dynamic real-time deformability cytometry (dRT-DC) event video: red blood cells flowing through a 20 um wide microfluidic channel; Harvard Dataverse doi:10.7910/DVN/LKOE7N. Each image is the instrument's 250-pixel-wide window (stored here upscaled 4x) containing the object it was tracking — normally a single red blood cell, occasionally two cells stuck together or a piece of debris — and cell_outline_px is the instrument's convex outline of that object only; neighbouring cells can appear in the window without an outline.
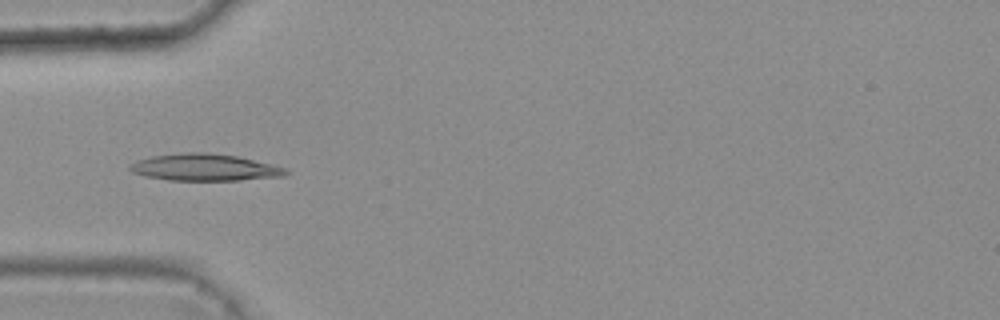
{"species": "common noctule bat (a hibernating species)", "species_latin": "Nyctalus noctula", "temperature_condition": "warm", "stored_images_in_passage": 6, "camera_frame_rate_fps": 3000, "um_per_image_px": 0.085, "animal": {"sex": "female", "body_mass_g": 25.1}, "frame": {"image": 1, "passage_image": 4, "time_ms": 1.0, "image_size_px": [1000, 320], "cell_outline_px": [[288, 172], [284, 176], [240, 180], [168, 180], [144, 176], [132, 172], [128, 168], [128, 164], [136, 160], [152, 156], [188, 152], [208, 152], [236, 156], [288, 168]], "centroid_in_image_um": [17.36, 14.23], "position_along_channel_um": 67.6, "area_um2": 24.45}}
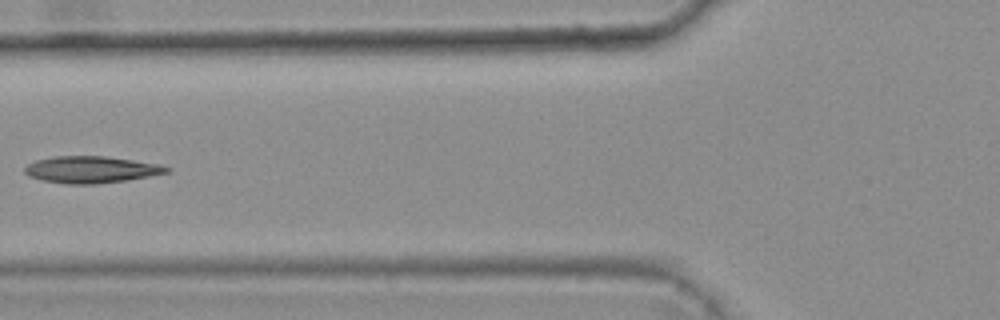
{"frame": {"image": 2, "passage_image": 5, "time_ms": 1.333, "image_size_px": [1000, 320], "cell_outline_px": [[172, 168], [168, 172], [128, 180], [96, 184], [64, 184], [40, 180], [28, 176], [24, 172], [24, 168], [28, 164], [36, 160], [56, 156], [104, 156], [160, 164]], "centroid_in_image_um": [7.72, 14.42], "position_along_channel_um": 118.1, "area_um2": 22.2}}
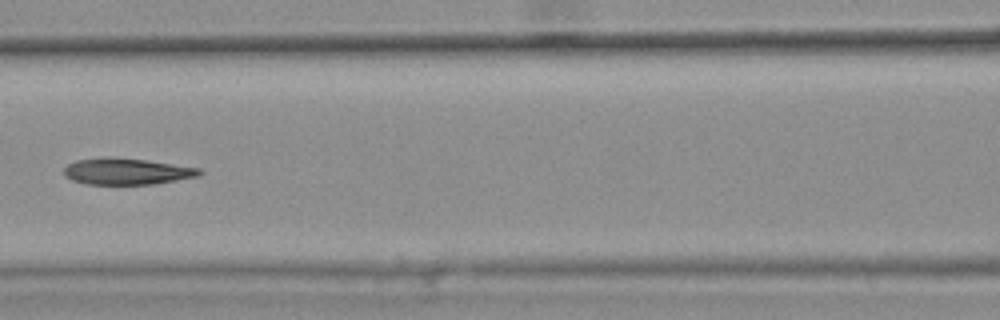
{"frame": {"image": 3, "passage_image": 6, "time_ms": 1.667, "image_size_px": [1000, 320], "cell_outline_px": [[204, 172], [200, 176], [152, 184], [84, 184], [72, 180], [64, 176], [64, 168], [68, 164], [76, 160], [144, 160], [200, 168]], "centroid_in_image_um": [10.82, 14.62], "position_along_channel_um": 155.8, "area_um2": 19.88}}